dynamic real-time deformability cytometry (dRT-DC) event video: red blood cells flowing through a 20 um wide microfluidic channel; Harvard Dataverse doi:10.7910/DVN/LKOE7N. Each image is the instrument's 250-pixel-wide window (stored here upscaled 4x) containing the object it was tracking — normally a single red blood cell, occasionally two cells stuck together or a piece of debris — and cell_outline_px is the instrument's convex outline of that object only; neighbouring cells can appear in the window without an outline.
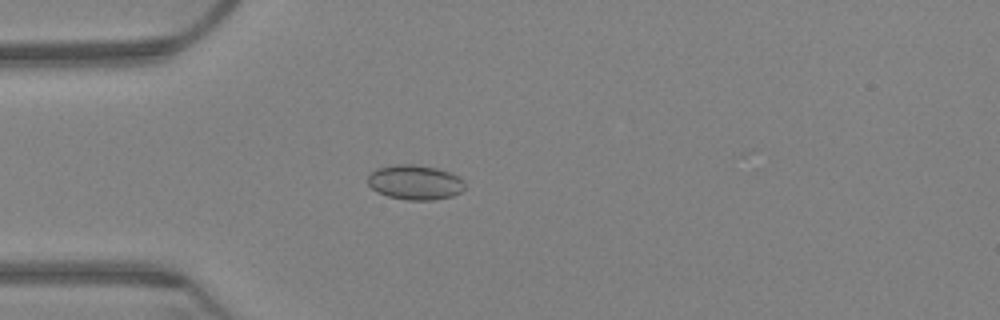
{"species": "Egyptian fruit bat (a non-hibernating species)", "species_latin": "Rousettus aegyptiacus", "temperature_condition": "warm", "stored_images_in_passage": 65, "camera_frame_rate_fps": 3000, "um_per_image_px": 0.085, "animal": {"sex": "female"}, "frame": {"image": 1, "passage_image": 19, "time_ms": 6.0, "image_size_px": [1000, 320], "cell_outline_px": [[464, 188], [460, 192], [452, 196], [432, 200], [408, 200], [388, 196], [376, 192], [368, 184], [368, 176], [376, 168], [396, 164], [412, 164], [436, 168], [448, 172], [464, 180]], "centroid_in_image_um": [35.25, 15.5], "position_along_channel_um": 49.7, "area_um2": 19.54}}
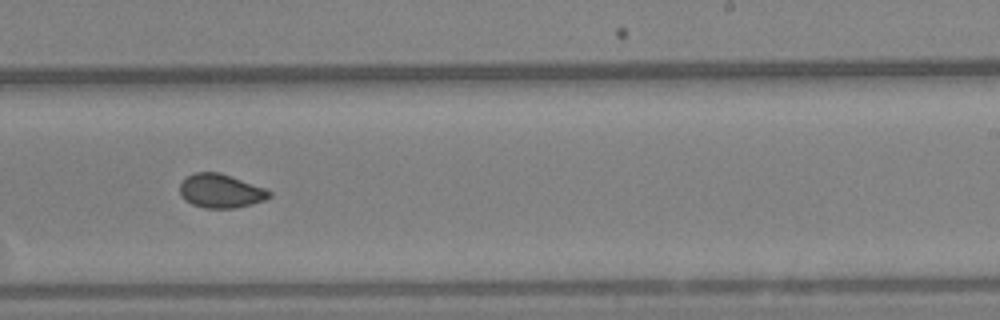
{"frame": {"image": 2, "passage_image": 41, "time_ms": 13.333, "image_size_px": [1000, 320], "cell_outline_px": [[272, 196], [264, 200], [252, 204], [232, 208], [204, 208], [192, 204], [184, 200], [180, 196], [180, 184], [192, 172], [220, 172], [264, 188], [272, 192]], "centroid_in_image_um": [18.74, 16.23], "position_along_channel_um": 270.3, "area_um2": 17.63}}
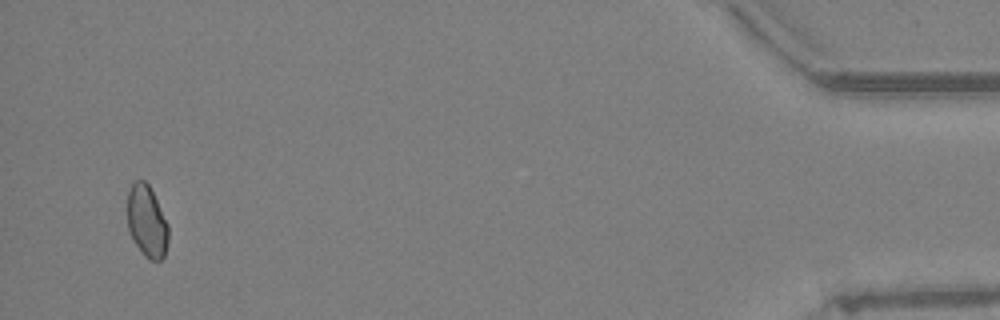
{"frame": {"image": 3, "passage_image": 63, "time_ms": 20.667, "image_size_px": [1000, 320], "cell_outline_px": [[168, 240], [164, 256], [160, 260], [152, 260], [144, 256], [136, 244], [128, 228], [128, 192], [132, 184], [136, 180], [144, 180], [148, 184], [168, 224]], "centroid_in_image_um": [12.49, 18.82], "position_along_channel_um": 422.7, "area_um2": 16.82}, "authors_computed_cell_mechanics": {"area_um2": 17.7446, "velocity_mm_per_s": 3.1822, "shape_relaxation_time_tau1_ms": null, "shape_relaxation_time_tau2_ms": 1.8579, "deformation_change_tau1": null, "deformation_change_tau2": 0.0459}}